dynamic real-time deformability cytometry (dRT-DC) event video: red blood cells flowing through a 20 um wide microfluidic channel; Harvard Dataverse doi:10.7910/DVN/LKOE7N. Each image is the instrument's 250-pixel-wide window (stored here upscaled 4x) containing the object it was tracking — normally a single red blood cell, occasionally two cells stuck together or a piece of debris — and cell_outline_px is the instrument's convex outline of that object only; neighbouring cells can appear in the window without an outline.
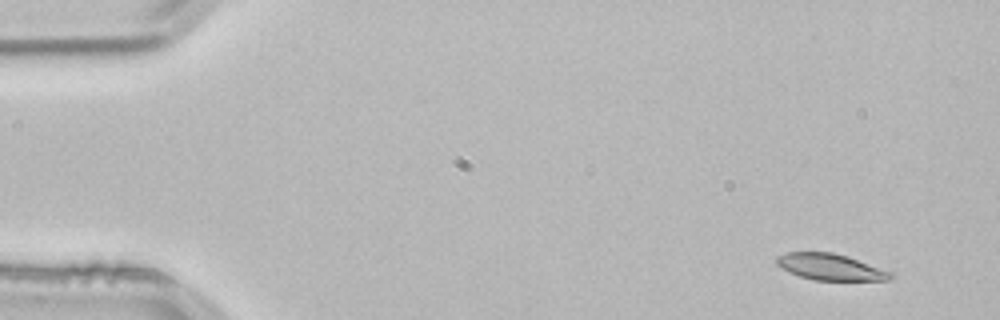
{"species": "common noctule bat (a hibernating species)", "species_latin": "Nyctalus noctula", "temperature_condition": "room temperature", "stored_images_in_passage": 52, "camera_frame_rate_fps": 3000, "um_per_image_px": 0.085, "animal": {"sex": "male", "body_mass_g": 21.5, "forearm_length_mm": 52.0}, "frame": {"image": 1, "passage_image": 3, "time_ms": 0.667, "image_size_px": [1000, 320], "cell_outline_px": [[896, 276], [888, 280], [816, 280], [800, 276], [788, 272], [780, 268], [776, 264], [776, 256], [788, 252], [832, 252], [848, 256], [892, 272]], "centroid_in_image_um": [70.57, 22.69], "position_along_channel_um": 14.4, "area_um2": 17.57}}
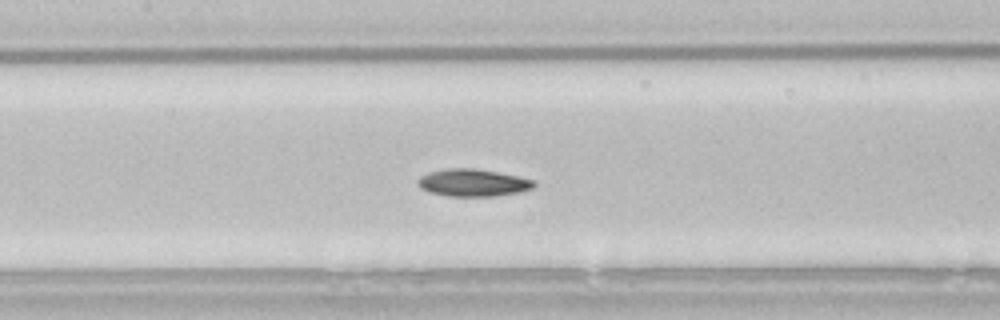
{"frame": {"image": 2, "passage_image": 24, "time_ms": 7.667, "image_size_px": [1000, 320], "cell_outline_px": [[536, 184], [532, 188], [520, 192], [496, 196], [448, 196], [428, 192], [420, 188], [416, 184], [416, 180], [420, 176], [428, 172], [444, 168], [472, 168], [496, 172], [536, 180]], "centroid_in_image_um": [40.15, 15.53], "position_along_channel_um": 167.3, "area_um2": 18.67}}
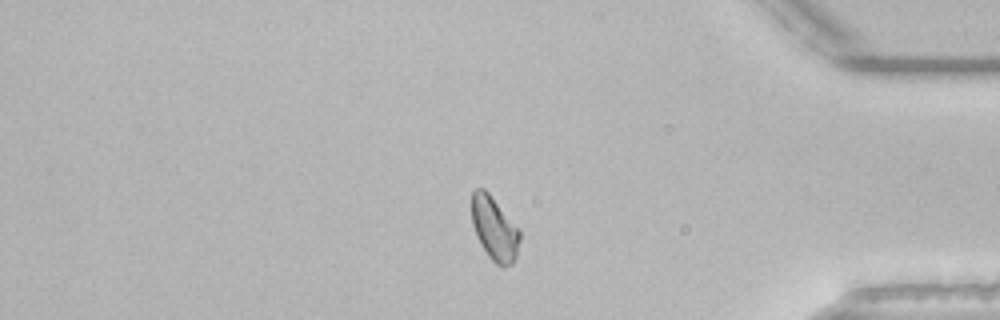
{"frame": {"image": 3, "passage_image": 44, "time_ms": 14.333, "image_size_px": [1000, 320], "cell_outline_px": [[520, 240], [516, 256], [512, 264], [504, 268], [496, 264], [488, 256], [480, 244], [476, 236], [472, 224], [472, 192], [476, 188], [484, 188], [488, 192], [520, 228]], "centroid_in_image_um": [42.04, 19.44], "position_along_channel_um": 393.2, "area_um2": 18.09}, "authors_computed_cell_mechanics": {"area_um2": 17.9469, "velocity_mm_per_s": 3.8164, "shape_relaxation_time_tau1_ms": 6.3075, "shape_relaxation_time_tau2_ms": null, "deformation_change_tau1": 0.1428, "deformation_change_tau2": null}}